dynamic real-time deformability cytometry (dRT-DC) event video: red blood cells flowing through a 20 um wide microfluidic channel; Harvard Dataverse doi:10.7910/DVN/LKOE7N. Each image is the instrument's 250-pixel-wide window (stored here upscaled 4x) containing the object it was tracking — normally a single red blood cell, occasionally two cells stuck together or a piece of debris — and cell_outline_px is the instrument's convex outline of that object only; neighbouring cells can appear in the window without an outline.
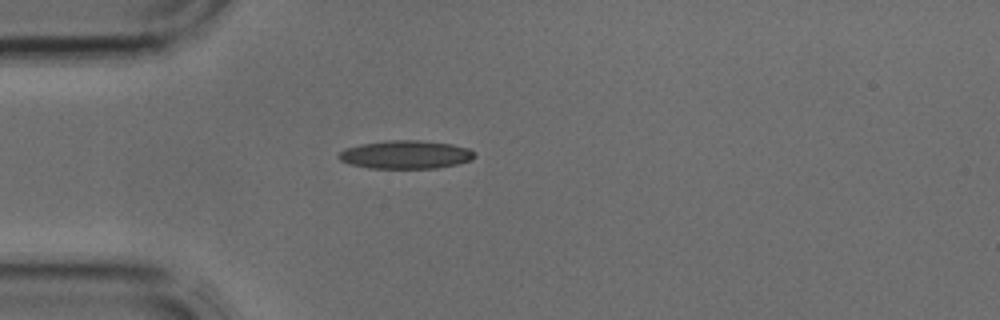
{"species": "common noctule bat (a hibernating species)", "species_latin": "Nyctalus noctula", "temperature_condition": "cold", "stored_images_in_passage": 4, "camera_frame_rate_fps": 3000, "um_per_image_px": 0.085, "animal": {"sex": "male", "body_mass_g": 17.9, "forearm_length_mm": 54.2}, "frame": {"image": 1, "passage_image": 4, "time_ms": 1.0, "image_size_px": [1000, 320], "cell_outline_px": [[476, 156], [472, 160], [456, 164], [436, 168], [368, 168], [348, 164], [340, 160], [336, 156], [344, 148], [360, 144], [388, 140], [420, 140], [452, 144], [468, 148], [476, 152]], "centroid_in_image_um": [34.47, 13.14], "position_along_channel_um": 50.5, "area_um2": 22.6}}